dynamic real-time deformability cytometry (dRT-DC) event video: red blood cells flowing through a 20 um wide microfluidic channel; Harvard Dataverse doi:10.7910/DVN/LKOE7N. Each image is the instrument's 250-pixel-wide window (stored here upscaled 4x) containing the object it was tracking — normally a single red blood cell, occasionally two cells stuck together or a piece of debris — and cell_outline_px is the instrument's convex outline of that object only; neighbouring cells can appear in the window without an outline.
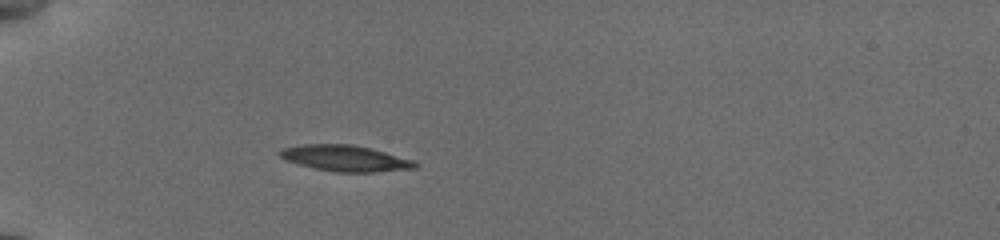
{"species": "common noctule bat (a hibernating species)", "species_latin": "Nyctalus noctula", "temperature_condition": "cold", "stored_images_in_passage": 38, "camera_frame_rate_fps": 3000, "um_per_image_px": 0.085, "animal": {"sex": "female", "body_mass_g": 19.5, "forearm_length_mm": 54.1}, "frame": {"image": 1, "passage_image": 1, "time_ms": 0.0, "image_size_px": [1000, 240], "cell_outline_px": [[420, 164], [416, 168], [376, 172], [336, 172], [316, 168], [284, 160], [276, 152], [284, 148], [304, 144], [352, 144], [384, 152], [412, 160]], "centroid_in_image_um": [29.33, 13.45], "position_along_channel_um": 55.7, "area_um2": 20.29}}
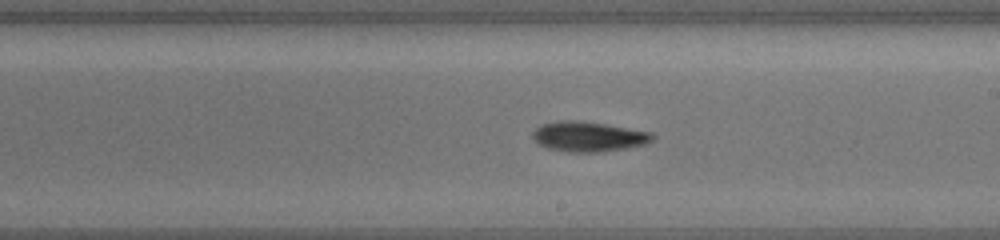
{"frame": {"image": 2, "passage_image": 17, "time_ms": 5.333, "image_size_px": [1000, 240], "cell_outline_px": [[656, 140], [648, 144], [628, 148], [604, 152], [568, 152], [548, 148], [540, 144], [532, 136], [532, 132], [540, 124], [560, 120], [572, 120], [604, 124], [652, 132], [656, 136]], "centroid_in_image_um": [50.08, 11.62], "position_along_channel_um": 238.9, "area_um2": 21.15}}
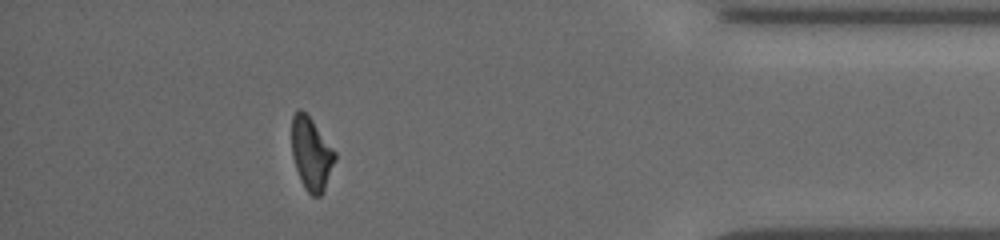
{"frame": {"image": 3, "passage_image": 33, "time_ms": 10.667, "image_size_px": [1000, 240], "cell_outline_px": [[336, 160], [324, 192], [320, 196], [312, 196], [304, 188], [300, 180], [292, 156], [292, 116], [300, 108], [312, 120], [336, 152]], "centroid_in_image_um": [26.47, 13.11], "position_along_channel_um": 408.7, "area_um2": 18.38}, "authors_computed_cell_mechanics": {"area_um2": 20.3745, "velocity_mm_per_s": 3.83, "shape_relaxation_time_tau1_ms": 5.914, "shape_relaxation_time_tau2_ms": null, "deformation_change_tau1": 0.1732, "deformation_change_tau2": null}}